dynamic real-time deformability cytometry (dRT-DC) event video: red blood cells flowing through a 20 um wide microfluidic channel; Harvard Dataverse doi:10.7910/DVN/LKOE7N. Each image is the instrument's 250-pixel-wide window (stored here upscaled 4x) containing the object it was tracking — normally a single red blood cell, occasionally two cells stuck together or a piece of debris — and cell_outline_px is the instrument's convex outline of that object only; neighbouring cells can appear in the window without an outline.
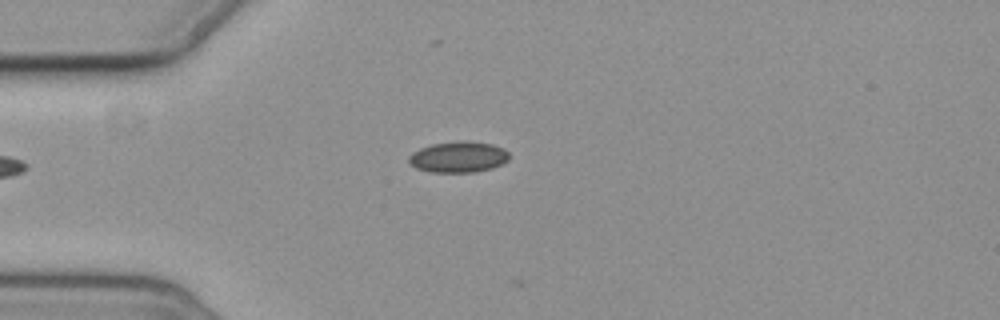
{"species": "common noctule bat (a hibernating species)", "species_latin": "Nyctalus noctula", "temperature_condition": "cold", "stored_images_in_passage": 12, "camera_frame_rate_fps": 3000, "um_per_image_px": 0.085, "animal": {"sex": "female", "body_mass_g": 19.3, "forearm_length_mm": 54.1}, "frame": {"image": 1, "passage_image": 4, "time_ms": 4.333, "image_size_px": [1000, 320], "cell_outline_px": [[508, 160], [504, 164], [492, 168], [476, 172], [432, 172], [416, 168], [408, 160], [408, 156], [412, 152], [420, 148], [432, 144], [456, 140], [468, 140], [492, 144], [504, 148], [508, 152]], "centroid_in_image_um": [38.98, 13.33], "position_along_channel_um": 46.0, "area_um2": 18.38}}
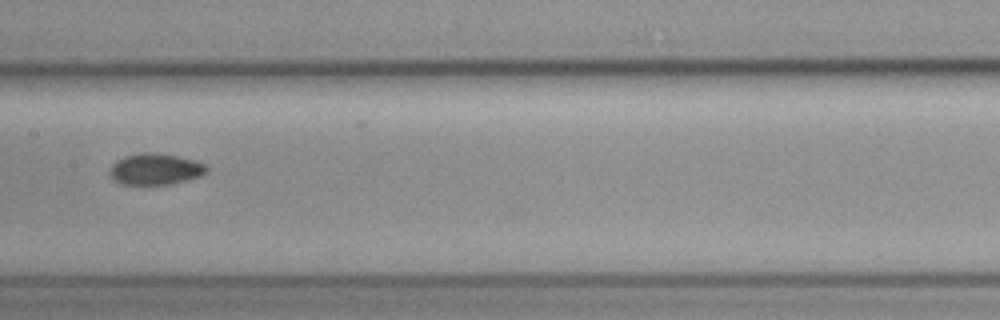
{"frame": {"image": 2, "passage_image": 8, "time_ms": 9.0, "image_size_px": [1000, 320], "cell_outline_px": [[208, 172], [200, 176], [188, 180], [172, 184], [144, 188], [120, 184], [112, 180], [108, 176], [108, 172], [112, 164], [116, 160], [124, 156], [144, 152], [152, 152], [176, 156], [196, 160], [208, 164]], "centroid_in_image_um": [13.16, 14.43], "position_along_channel_um": 194.2, "area_um2": 18.79}}
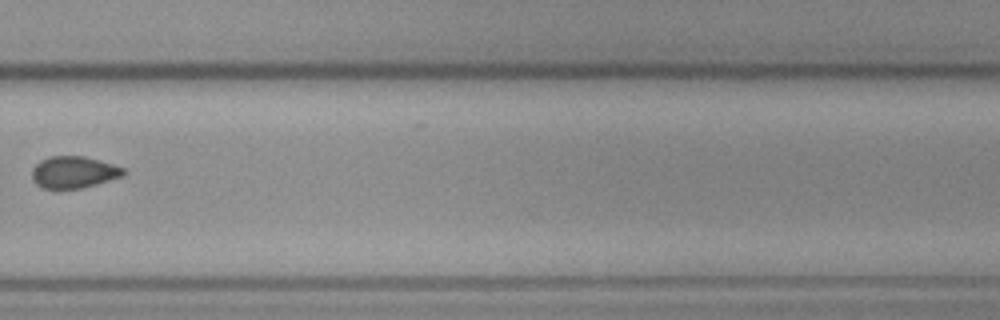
{"frame": {"image": 3, "passage_image": 11, "time_ms": 12.667, "image_size_px": [1000, 320], "cell_outline_px": [[124, 176], [96, 184], [80, 188], [44, 188], [36, 184], [32, 180], [32, 168], [40, 160], [48, 156], [84, 156], [112, 164], [124, 168]], "centroid_in_image_um": [6.24, 14.63], "position_along_channel_um": 323.6, "area_um2": 16.88}}